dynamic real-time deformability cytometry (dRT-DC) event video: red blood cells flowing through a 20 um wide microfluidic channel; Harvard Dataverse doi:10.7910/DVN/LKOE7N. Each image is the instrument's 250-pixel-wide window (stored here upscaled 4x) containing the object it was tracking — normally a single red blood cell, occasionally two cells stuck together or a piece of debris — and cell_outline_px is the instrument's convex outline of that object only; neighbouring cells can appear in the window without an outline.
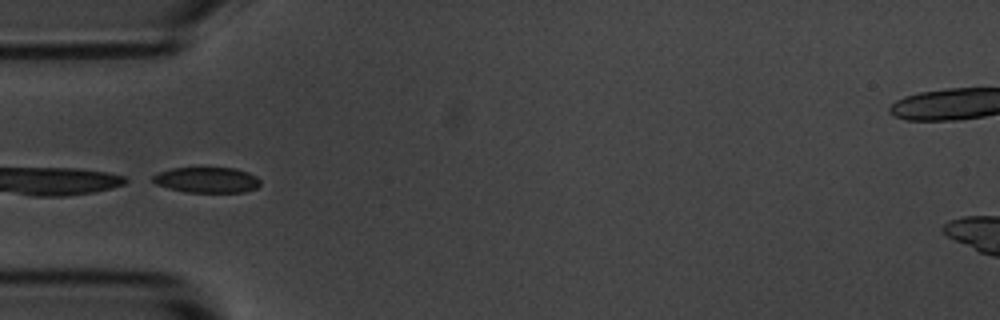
{"species": "common noctule bat (a hibernating species)", "species_latin": "Nyctalus noctula", "temperature_condition": "room temperature", "stored_images_in_passage": 8, "camera_frame_rate_fps": 3000, "um_per_image_px": 0.085, "animal": {"sex": "male", "body_mass_g": 20.1, "forearm_length_mm": 53.5}, "frame": {"image": 1, "passage_image": 4, "time_ms": 3.333, "image_size_px": [1000, 320], "cell_outline_px": [[260, 184], [256, 188], [244, 192], [184, 192], [168, 188], [156, 184], [152, 180], [152, 176], [160, 172], [172, 168], [236, 168], [248, 172], [256, 176], [260, 180]], "centroid_in_image_um": [17.59, 15.3], "position_along_channel_um": 67.4, "area_um2": 16.01}}
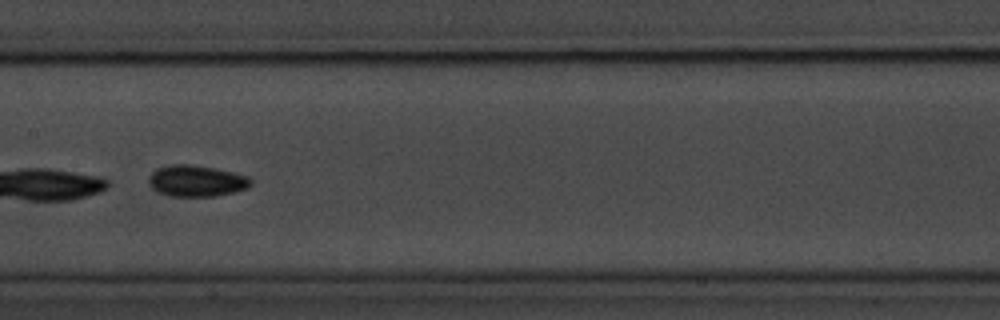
{"frame": {"image": 2, "passage_image": 7, "time_ms": 6.667, "image_size_px": [1000, 320], "cell_outline_px": [[252, 184], [248, 188], [216, 196], [168, 196], [156, 192], [148, 184], [148, 180], [152, 172], [156, 168], [172, 164], [188, 164], [216, 168], [248, 176], [252, 180]], "centroid_in_image_um": [16.67, 15.38], "position_along_channel_um": 190.7, "area_um2": 18.79}}
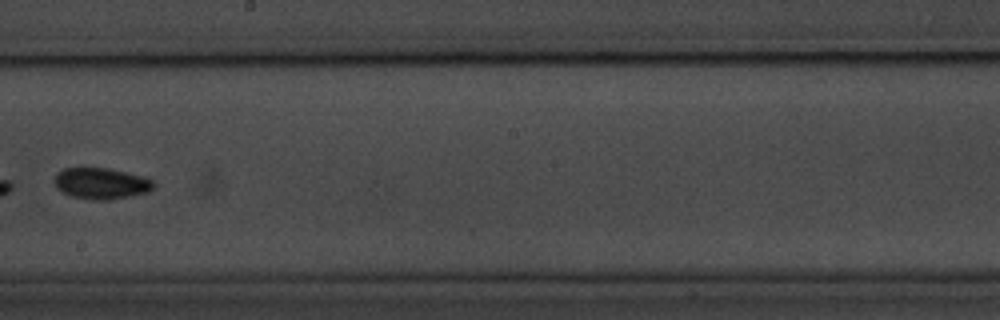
{"frame": {"image": 3, "passage_image": 8, "time_ms": 8.0, "image_size_px": [1000, 320], "cell_outline_px": [[156, 184], [148, 192], [132, 196], [112, 200], [92, 200], [72, 196], [56, 188], [56, 176], [64, 168], [108, 168], [144, 176], [152, 180]], "centroid_in_image_um": [8.66, 15.6], "position_along_channel_um": 239.5, "area_um2": 17.98}}